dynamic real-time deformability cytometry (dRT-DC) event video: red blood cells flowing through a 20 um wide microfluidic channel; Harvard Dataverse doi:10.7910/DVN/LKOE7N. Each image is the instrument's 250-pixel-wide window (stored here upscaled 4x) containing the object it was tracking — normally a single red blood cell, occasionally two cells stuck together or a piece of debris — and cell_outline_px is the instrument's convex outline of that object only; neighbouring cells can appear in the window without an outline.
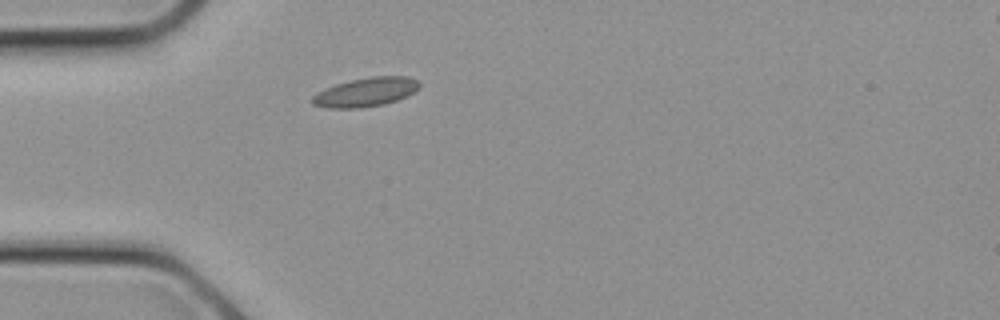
{"species": "common noctule bat (a hibernating species)", "species_latin": "Nyctalus noctula", "temperature_condition": "cold", "stored_images_in_passage": 3, "camera_frame_rate_fps": 3000, "um_per_image_px": 0.085, "animal": {"sex": "female", "body_mass_g": 21.9}, "frame": {"image": 1, "passage_image": 1, "time_ms": 0.0, "image_size_px": [1000, 320], "cell_outline_px": [[420, 88], [408, 96], [384, 104], [360, 108], [328, 108], [312, 104], [312, 96], [316, 92], [324, 88], [336, 84], [368, 76], [408, 76], [416, 80], [420, 84]], "centroid_in_image_um": [31.09, 7.83], "position_along_channel_um": 53.9, "area_um2": 18.21}}
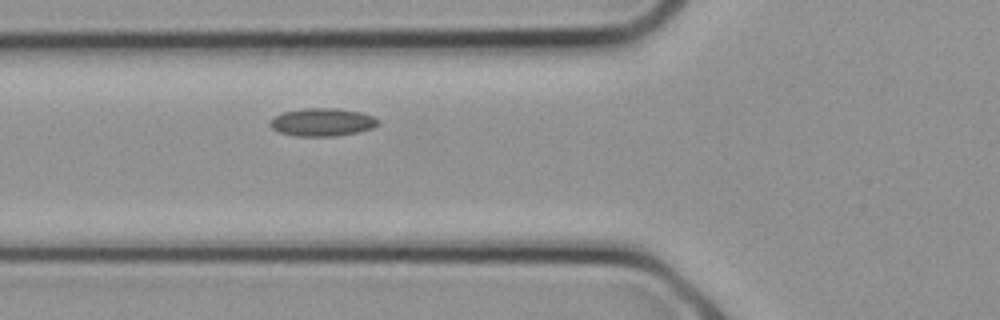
{"frame": {"image": 2, "passage_image": 3, "time_ms": 0.667, "image_size_px": [1000, 320], "cell_outline_px": [[380, 124], [372, 128], [356, 132], [336, 136], [296, 136], [276, 132], [268, 124], [272, 116], [284, 112], [304, 108], [336, 108], [360, 112], [372, 116], [380, 120]], "centroid_in_image_um": [27.35, 10.38], "position_along_channel_um": 98.4, "area_um2": 17.74}}